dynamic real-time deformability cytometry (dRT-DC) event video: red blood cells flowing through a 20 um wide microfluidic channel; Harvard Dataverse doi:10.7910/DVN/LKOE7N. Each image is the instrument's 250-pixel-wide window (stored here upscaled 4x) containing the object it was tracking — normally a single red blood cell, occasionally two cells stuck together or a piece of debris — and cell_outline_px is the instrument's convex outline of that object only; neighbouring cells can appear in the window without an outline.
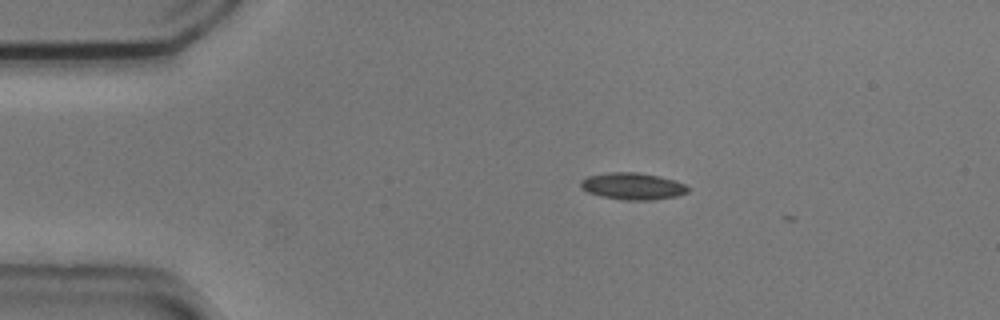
{"species": "common noctule bat (a hibernating species)", "species_latin": "Nyctalus noctula", "temperature_condition": "cold", "stored_images_in_passage": 3, "camera_frame_rate_fps": 3000, "um_per_image_px": 0.085, "animal": {"sex": "male", "body_mass_g": 20.5, "forearm_length_mm": 52.5}, "frame": {"image": 1, "passage_image": 1, "time_ms": 0.0, "image_size_px": [1000, 320], "cell_outline_px": [[688, 192], [676, 196], [652, 200], [628, 200], [600, 196], [588, 192], [580, 188], [580, 180], [588, 176], [608, 172], [636, 172], [660, 176], [676, 180], [684, 184], [688, 188]], "centroid_in_image_um": [53.76, 15.82], "position_along_channel_um": 31.2, "area_um2": 16.82}}